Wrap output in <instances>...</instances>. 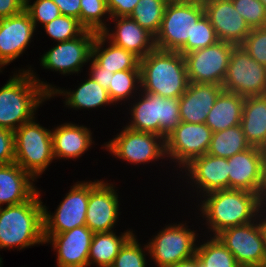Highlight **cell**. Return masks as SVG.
<instances>
[{
	"instance_id": "e0dca14e",
	"label": "cell",
	"mask_w": 266,
	"mask_h": 267,
	"mask_svg": "<svg viewBox=\"0 0 266 267\" xmlns=\"http://www.w3.org/2000/svg\"><path fill=\"white\" fill-rule=\"evenodd\" d=\"M227 161L229 189L246 190L263 198V149L251 146Z\"/></svg>"
},
{
	"instance_id": "2e32d148",
	"label": "cell",
	"mask_w": 266,
	"mask_h": 267,
	"mask_svg": "<svg viewBox=\"0 0 266 267\" xmlns=\"http://www.w3.org/2000/svg\"><path fill=\"white\" fill-rule=\"evenodd\" d=\"M115 187L104 180H90L86 226L93 233L111 232L119 217V197Z\"/></svg>"
},
{
	"instance_id": "74e56055",
	"label": "cell",
	"mask_w": 266,
	"mask_h": 267,
	"mask_svg": "<svg viewBox=\"0 0 266 267\" xmlns=\"http://www.w3.org/2000/svg\"><path fill=\"white\" fill-rule=\"evenodd\" d=\"M235 10L249 27H266V9L260 0H232Z\"/></svg>"
},
{
	"instance_id": "f907efd6",
	"label": "cell",
	"mask_w": 266,
	"mask_h": 267,
	"mask_svg": "<svg viewBox=\"0 0 266 267\" xmlns=\"http://www.w3.org/2000/svg\"><path fill=\"white\" fill-rule=\"evenodd\" d=\"M262 207H264L265 211H266V198H262Z\"/></svg>"
},
{
	"instance_id": "83f0119b",
	"label": "cell",
	"mask_w": 266,
	"mask_h": 267,
	"mask_svg": "<svg viewBox=\"0 0 266 267\" xmlns=\"http://www.w3.org/2000/svg\"><path fill=\"white\" fill-rule=\"evenodd\" d=\"M101 33H97L92 46V59L103 69L117 72L122 70H140V59L133 53L108 41Z\"/></svg>"
},
{
	"instance_id": "d6a6232c",
	"label": "cell",
	"mask_w": 266,
	"mask_h": 267,
	"mask_svg": "<svg viewBox=\"0 0 266 267\" xmlns=\"http://www.w3.org/2000/svg\"><path fill=\"white\" fill-rule=\"evenodd\" d=\"M167 4V0H140L129 17L155 37Z\"/></svg>"
},
{
	"instance_id": "ab89813d",
	"label": "cell",
	"mask_w": 266,
	"mask_h": 267,
	"mask_svg": "<svg viewBox=\"0 0 266 267\" xmlns=\"http://www.w3.org/2000/svg\"><path fill=\"white\" fill-rule=\"evenodd\" d=\"M240 46L252 59L266 66V27L252 28Z\"/></svg>"
},
{
	"instance_id": "484cf974",
	"label": "cell",
	"mask_w": 266,
	"mask_h": 267,
	"mask_svg": "<svg viewBox=\"0 0 266 267\" xmlns=\"http://www.w3.org/2000/svg\"><path fill=\"white\" fill-rule=\"evenodd\" d=\"M240 125L250 146L266 148V94L245 97Z\"/></svg>"
},
{
	"instance_id": "7dc6e473",
	"label": "cell",
	"mask_w": 266,
	"mask_h": 267,
	"mask_svg": "<svg viewBox=\"0 0 266 267\" xmlns=\"http://www.w3.org/2000/svg\"><path fill=\"white\" fill-rule=\"evenodd\" d=\"M262 210H264V211H262ZM262 213H265L264 207L260 208L256 218H258L257 219V223H258V226L260 228V231H261V234H262V237H263V241H264V244H265V248H266V216H265L266 214L263 216ZM261 217H264V218L262 219Z\"/></svg>"
},
{
	"instance_id": "60d3db41",
	"label": "cell",
	"mask_w": 266,
	"mask_h": 267,
	"mask_svg": "<svg viewBox=\"0 0 266 267\" xmlns=\"http://www.w3.org/2000/svg\"><path fill=\"white\" fill-rule=\"evenodd\" d=\"M219 41L215 29L204 14L194 25L192 31V51L206 48Z\"/></svg>"
},
{
	"instance_id": "db71d44e",
	"label": "cell",
	"mask_w": 266,
	"mask_h": 267,
	"mask_svg": "<svg viewBox=\"0 0 266 267\" xmlns=\"http://www.w3.org/2000/svg\"><path fill=\"white\" fill-rule=\"evenodd\" d=\"M1 263H2V258H0V267H2Z\"/></svg>"
},
{
	"instance_id": "5b68a950",
	"label": "cell",
	"mask_w": 266,
	"mask_h": 267,
	"mask_svg": "<svg viewBox=\"0 0 266 267\" xmlns=\"http://www.w3.org/2000/svg\"><path fill=\"white\" fill-rule=\"evenodd\" d=\"M205 14L201 0L168 2L161 26L154 37L155 47L164 51L192 52L194 25Z\"/></svg>"
},
{
	"instance_id": "ac0fdd59",
	"label": "cell",
	"mask_w": 266,
	"mask_h": 267,
	"mask_svg": "<svg viewBox=\"0 0 266 267\" xmlns=\"http://www.w3.org/2000/svg\"><path fill=\"white\" fill-rule=\"evenodd\" d=\"M93 235L86 225L59 234H43L45 243H52L57 251V267H88Z\"/></svg>"
},
{
	"instance_id": "4fadbf2b",
	"label": "cell",
	"mask_w": 266,
	"mask_h": 267,
	"mask_svg": "<svg viewBox=\"0 0 266 267\" xmlns=\"http://www.w3.org/2000/svg\"><path fill=\"white\" fill-rule=\"evenodd\" d=\"M216 237L234 255L240 267H266V248L255 221L222 230Z\"/></svg>"
},
{
	"instance_id": "9c48e42d",
	"label": "cell",
	"mask_w": 266,
	"mask_h": 267,
	"mask_svg": "<svg viewBox=\"0 0 266 267\" xmlns=\"http://www.w3.org/2000/svg\"><path fill=\"white\" fill-rule=\"evenodd\" d=\"M116 158L132 164L153 162L166 156L165 138L154 133L136 131L127 126L104 146Z\"/></svg>"
},
{
	"instance_id": "ffe728a7",
	"label": "cell",
	"mask_w": 266,
	"mask_h": 267,
	"mask_svg": "<svg viewBox=\"0 0 266 267\" xmlns=\"http://www.w3.org/2000/svg\"><path fill=\"white\" fill-rule=\"evenodd\" d=\"M35 30L25 10L0 19V72L2 67L16 60L27 49Z\"/></svg>"
},
{
	"instance_id": "ee69618b",
	"label": "cell",
	"mask_w": 266,
	"mask_h": 267,
	"mask_svg": "<svg viewBox=\"0 0 266 267\" xmlns=\"http://www.w3.org/2000/svg\"><path fill=\"white\" fill-rule=\"evenodd\" d=\"M90 61L91 69L89 72L91 74H89V77H91L94 81L100 84L104 89L108 90L111 75H113L114 72L103 69L92 58L90 59Z\"/></svg>"
},
{
	"instance_id": "f546056e",
	"label": "cell",
	"mask_w": 266,
	"mask_h": 267,
	"mask_svg": "<svg viewBox=\"0 0 266 267\" xmlns=\"http://www.w3.org/2000/svg\"><path fill=\"white\" fill-rule=\"evenodd\" d=\"M133 235L131 230H126L120 236H117L113 231L94 233L89 251L88 266L95 264L97 267H111L120 249Z\"/></svg>"
},
{
	"instance_id": "4316f807",
	"label": "cell",
	"mask_w": 266,
	"mask_h": 267,
	"mask_svg": "<svg viewBox=\"0 0 266 267\" xmlns=\"http://www.w3.org/2000/svg\"><path fill=\"white\" fill-rule=\"evenodd\" d=\"M245 97L222 91L207 115L205 124L213 133L240 125Z\"/></svg>"
},
{
	"instance_id": "8fae6325",
	"label": "cell",
	"mask_w": 266,
	"mask_h": 267,
	"mask_svg": "<svg viewBox=\"0 0 266 267\" xmlns=\"http://www.w3.org/2000/svg\"><path fill=\"white\" fill-rule=\"evenodd\" d=\"M234 46L218 41L214 45L184 54L189 82L222 86Z\"/></svg>"
},
{
	"instance_id": "c3c4849f",
	"label": "cell",
	"mask_w": 266,
	"mask_h": 267,
	"mask_svg": "<svg viewBox=\"0 0 266 267\" xmlns=\"http://www.w3.org/2000/svg\"><path fill=\"white\" fill-rule=\"evenodd\" d=\"M167 267H199V260L196 256H194L190 259L175 263Z\"/></svg>"
},
{
	"instance_id": "30bf717a",
	"label": "cell",
	"mask_w": 266,
	"mask_h": 267,
	"mask_svg": "<svg viewBox=\"0 0 266 267\" xmlns=\"http://www.w3.org/2000/svg\"><path fill=\"white\" fill-rule=\"evenodd\" d=\"M222 87L243 97L265 95L266 66L252 59L240 45L234 46Z\"/></svg>"
},
{
	"instance_id": "cb8c5ba5",
	"label": "cell",
	"mask_w": 266,
	"mask_h": 267,
	"mask_svg": "<svg viewBox=\"0 0 266 267\" xmlns=\"http://www.w3.org/2000/svg\"><path fill=\"white\" fill-rule=\"evenodd\" d=\"M35 179L17 163L0 165V207L28 201L38 190Z\"/></svg>"
},
{
	"instance_id": "7c38bea8",
	"label": "cell",
	"mask_w": 266,
	"mask_h": 267,
	"mask_svg": "<svg viewBox=\"0 0 266 267\" xmlns=\"http://www.w3.org/2000/svg\"><path fill=\"white\" fill-rule=\"evenodd\" d=\"M90 182H76L51 215L43 205V234H59L86 225Z\"/></svg>"
},
{
	"instance_id": "f6af8a7d",
	"label": "cell",
	"mask_w": 266,
	"mask_h": 267,
	"mask_svg": "<svg viewBox=\"0 0 266 267\" xmlns=\"http://www.w3.org/2000/svg\"><path fill=\"white\" fill-rule=\"evenodd\" d=\"M60 9L62 15L72 16L81 23V0H52Z\"/></svg>"
},
{
	"instance_id": "8d00e7d4",
	"label": "cell",
	"mask_w": 266,
	"mask_h": 267,
	"mask_svg": "<svg viewBox=\"0 0 266 267\" xmlns=\"http://www.w3.org/2000/svg\"><path fill=\"white\" fill-rule=\"evenodd\" d=\"M146 255L133 235L120 249L111 267H146Z\"/></svg>"
},
{
	"instance_id": "4dcf8cb0",
	"label": "cell",
	"mask_w": 266,
	"mask_h": 267,
	"mask_svg": "<svg viewBox=\"0 0 266 267\" xmlns=\"http://www.w3.org/2000/svg\"><path fill=\"white\" fill-rule=\"evenodd\" d=\"M251 147L246 140L241 125L212 133L208 154L228 159Z\"/></svg>"
},
{
	"instance_id": "ba28073f",
	"label": "cell",
	"mask_w": 266,
	"mask_h": 267,
	"mask_svg": "<svg viewBox=\"0 0 266 267\" xmlns=\"http://www.w3.org/2000/svg\"><path fill=\"white\" fill-rule=\"evenodd\" d=\"M195 232L186 224L167 225L144 246V250L148 251L158 267L173 265L195 256Z\"/></svg>"
},
{
	"instance_id": "7bdbcfd3",
	"label": "cell",
	"mask_w": 266,
	"mask_h": 267,
	"mask_svg": "<svg viewBox=\"0 0 266 267\" xmlns=\"http://www.w3.org/2000/svg\"><path fill=\"white\" fill-rule=\"evenodd\" d=\"M140 0H106L110 18L129 17Z\"/></svg>"
},
{
	"instance_id": "5bb4252c",
	"label": "cell",
	"mask_w": 266,
	"mask_h": 267,
	"mask_svg": "<svg viewBox=\"0 0 266 267\" xmlns=\"http://www.w3.org/2000/svg\"><path fill=\"white\" fill-rule=\"evenodd\" d=\"M212 133L205 123L195 124L181 121L165 139L166 156L170 160L173 159L172 161L178 163L179 168L183 169L194 158L208 152Z\"/></svg>"
},
{
	"instance_id": "b9f144b4",
	"label": "cell",
	"mask_w": 266,
	"mask_h": 267,
	"mask_svg": "<svg viewBox=\"0 0 266 267\" xmlns=\"http://www.w3.org/2000/svg\"><path fill=\"white\" fill-rule=\"evenodd\" d=\"M15 162L14 132L0 128V165Z\"/></svg>"
},
{
	"instance_id": "8992f818",
	"label": "cell",
	"mask_w": 266,
	"mask_h": 267,
	"mask_svg": "<svg viewBox=\"0 0 266 267\" xmlns=\"http://www.w3.org/2000/svg\"><path fill=\"white\" fill-rule=\"evenodd\" d=\"M141 93V95L138 93L139 100L130 109L132 119L126 126L136 131L154 133L166 139L181 123L179 99L161 97L144 91Z\"/></svg>"
},
{
	"instance_id": "6da1fadb",
	"label": "cell",
	"mask_w": 266,
	"mask_h": 267,
	"mask_svg": "<svg viewBox=\"0 0 266 267\" xmlns=\"http://www.w3.org/2000/svg\"><path fill=\"white\" fill-rule=\"evenodd\" d=\"M28 69L14 73L0 88V128L14 132L24 123L36 119L37 108L50 99V93L55 89Z\"/></svg>"
},
{
	"instance_id": "44dd1931",
	"label": "cell",
	"mask_w": 266,
	"mask_h": 267,
	"mask_svg": "<svg viewBox=\"0 0 266 267\" xmlns=\"http://www.w3.org/2000/svg\"><path fill=\"white\" fill-rule=\"evenodd\" d=\"M184 168L185 171H188L186 174L190 177L192 184H195L197 190L200 189L199 193L202 192V197L214 191L229 189L228 161L226 158L215 157L206 153L194 158Z\"/></svg>"
},
{
	"instance_id": "3957f363",
	"label": "cell",
	"mask_w": 266,
	"mask_h": 267,
	"mask_svg": "<svg viewBox=\"0 0 266 267\" xmlns=\"http://www.w3.org/2000/svg\"><path fill=\"white\" fill-rule=\"evenodd\" d=\"M140 82L144 92L179 99L189 84L184 55L155 48L140 59Z\"/></svg>"
},
{
	"instance_id": "bcb514c9",
	"label": "cell",
	"mask_w": 266,
	"mask_h": 267,
	"mask_svg": "<svg viewBox=\"0 0 266 267\" xmlns=\"http://www.w3.org/2000/svg\"><path fill=\"white\" fill-rule=\"evenodd\" d=\"M25 10V0H0V19L20 14Z\"/></svg>"
},
{
	"instance_id": "277c9868",
	"label": "cell",
	"mask_w": 266,
	"mask_h": 267,
	"mask_svg": "<svg viewBox=\"0 0 266 267\" xmlns=\"http://www.w3.org/2000/svg\"><path fill=\"white\" fill-rule=\"evenodd\" d=\"M0 207V249L22 250L46 244L43 236V202L37 191L28 201Z\"/></svg>"
},
{
	"instance_id": "d4e9b609",
	"label": "cell",
	"mask_w": 266,
	"mask_h": 267,
	"mask_svg": "<svg viewBox=\"0 0 266 267\" xmlns=\"http://www.w3.org/2000/svg\"><path fill=\"white\" fill-rule=\"evenodd\" d=\"M90 128L64 123L52 130L53 155L55 159H75L92 146Z\"/></svg>"
},
{
	"instance_id": "f1b7e54d",
	"label": "cell",
	"mask_w": 266,
	"mask_h": 267,
	"mask_svg": "<svg viewBox=\"0 0 266 267\" xmlns=\"http://www.w3.org/2000/svg\"><path fill=\"white\" fill-rule=\"evenodd\" d=\"M56 95L65 96L66 107L77 109H92L98 108L102 105L113 104L111 101L108 91L104 89L100 84L94 81L91 77L81 83L76 90H61L55 88L50 93V98Z\"/></svg>"
},
{
	"instance_id": "7402d4cb",
	"label": "cell",
	"mask_w": 266,
	"mask_h": 267,
	"mask_svg": "<svg viewBox=\"0 0 266 267\" xmlns=\"http://www.w3.org/2000/svg\"><path fill=\"white\" fill-rule=\"evenodd\" d=\"M109 19L116 22H114V25L116 24L114 26L115 30L113 29L110 32L107 27L101 34L114 45L133 53L139 59H142L156 48L154 36L130 17Z\"/></svg>"
},
{
	"instance_id": "d590c367",
	"label": "cell",
	"mask_w": 266,
	"mask_h": 267,
	"mask_svg": "<svg viewBox=\"0 0 266 267\" xmlns=\"http://www.w3.org/2000/svg\"><path fill=\"white\" fill-rule=\"evenodd\" d=\"M43 28L46 34L57 42L72 40L86 30L77 18L65 15L58 16Z\"/></svg>"
},
{
	"instance_id": "e575fe53",
	"label": "cell",
	"mask_w": 266,
	"mask_h": 267,
	"mask_svg": "<svg viewBox=\"0 0 266 267\" xmlns=\"http://www.w3.org/2000/svg\"><path fill=\"white\" fill-rule=\"evenodd\" d=\"M105 15L110 18L106 0H81V25L86 30L102 33L107 28Z\"/></svg>"
},
{
	"instance_id": "f35d334b",
	"label": "cell",
	"mask_w": 266,
	"mask_h": 267,
	"mask_svg": "<svg viewBox=\"0 0 266 267\" xmlns=\"http://www.w3.org/2000/svg\"><path fill=\"white\" fill-rule=\"evenodd\" d=\"M30 0H25V11L29 14L35 28L37 23L43 26L62 15L59 7L52 0H36L30 4Z\"/></svg>"
},
{
	"instance_id": "f5cc1de1",
	"label": "cell",
	"mask_w": 266,
	"mask_h": 267,
	"mask_svg": "<svg viewBox=\"0 0 266 267\" xmlns=\"http://www.w3.org/2000/svg\"><path fill=\"white\" fill-rule=\"evenodd\" d=\"M262 3H263V5L265 6V9H266V0H260Z\"/></svg>"
},
{
	"instance_id": "52a82bcc",
	"label": "cell",
	"mask_w": 266,
	"mask_h": 267,
	"mask_svg": "<svg viewBox=\"0 0 266 267\" xmlns=\"http://www.w3.org/2000/svg\"><path fill=\"white\" fill-rule=\"evenodd\" d=\"M14 147L15 163L36 180L55 160L52 131L34 119L14 131Z\"/></svg>"
},
{
	"instance_id": "1f68e13d",
	"label": "cell",
	"mask_w": 266,
	"mask_h": 267,
	"mask_svg": "<svg viewBox=\"0 0 266 267\" xmlns=\"http://www.w3.org/2000/svg\"><path fill=\"white\" fill-rule=\"evenodd\" d=\"M210 238L196 247L199 267H240L234 255L216 236Z\"/></svg>"
},
{
	"instance_id": "816d5d0a",
	"label": "cell",
	"mask_w": 266,
	"mask_h": 267,
	"mask_svg": "<svg viewBox=\"0 0 266 267\" xmlns=\"http://www.w3.org/2000/svg\"><path fill=\"white\" fill-rule=\"evenodd\" d=\"M168 2H176V1H188V0H167Z\"/></svg>"
},
{
	"instance_id": "681fc988",
	"label": "cell",
	"mask_w": 266,
	"mask_h": 267,
	"mask_svg": "<svg viewBox=\"0 0 266 267\" xmlns=\"http://www.w3.org/2000/svg\"><path fill=\"white\" fill-rule=\"evenodd\" d=\"M263 195L266 193V148L263 149Z\"/></svg>"
},
{
	"instance_id": "603a6c76",
	"label": "cell",
	"mask_w": 266,
	"mask_h": 267,
	"mask_svg": "<svg viewBox=\"0 0 266 267\" xmlns=\"http://www.w3.org/2000/svg\"><path fill=\"white\" fill-rule=\"evenodd\" d=\"M223 87L216 84L189 82L185 93L179 98L182 122L205 123L207 115Z\"/></svg>"
},
{
	"instance_id": "836d02e7",
	"label": "cell",
	"mask_w": 266,
	"mask_h": 267,
	"mask_svg": "<svg viewBox=\"0 0 266 267\" xmlns=\"http://www.w3.org/2000/svg\"><path fill=\"white\" fill-rule=\"evenodd\" d=\"M138 87V88H137ZM140 70H122L111 75L108 94L113 103L129 99L139 89L141 91ZM135 91V92H134Z\"/></svg>"
},
{
	"instance_id": "9a60e30c",
	"label": "cell",
	"mask_w": 266,
	"mask_h": 267,
	"mask_svg": "<svg viewBox=\"0 0 266 267\" xmlns=\"http://www.w3.org/2000/svg\"><path fill=\"white\" fill-rule=\"evenodd\" d=\"M97 33L85 30L80 36L58 42L56 46L47 51L41 58L44 69H50L67 75L79 73L83 65L92 58V46Z\"/></svg>"
},
{
	"instance_id": "d6986e66",
	"label": "cell",
	"mask_w": 266,
	"mask_h": 267,
	"mask_svg": "<svg viewBox=\"0 0 266 267\" xmlns=\"http://www.w3.org/2000/svg\"><path fill=\"white\" fill-rule=\"evenodd\" d=\"M202 3L219 41L241 45L251 28L235 10L232 0H206Z\"/></svg>"
},
{
	"instance_id": "7a4b0ae2",
	"label": "cell",
	"mask_w": 266,
	"mask_h": 267,
	"mask_svg": "<svg viewBox=\"0 0 266 267\" xmlns=\"http://www.w3.org/2000/svg\"><path fill=\"white\" fill-rule=\"evenodd\" d=\"M203 196L200 211L213 236L224 229L255 221L262 207V198L246 190L225 189Z\"/></svg>"
}]
</instances>
